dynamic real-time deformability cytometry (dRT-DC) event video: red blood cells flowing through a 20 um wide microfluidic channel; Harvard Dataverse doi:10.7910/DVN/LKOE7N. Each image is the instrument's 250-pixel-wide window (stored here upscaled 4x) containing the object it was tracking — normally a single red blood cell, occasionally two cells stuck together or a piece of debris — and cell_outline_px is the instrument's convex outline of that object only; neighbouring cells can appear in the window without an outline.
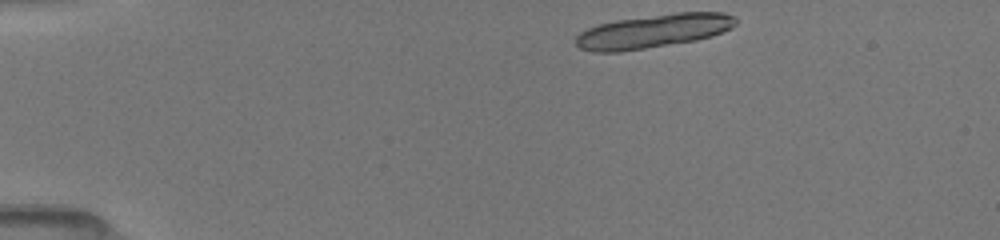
{"species": "common noctule bat (a hibernating species)", "species_latin": "Nyctalus noctula", "temperature_condition": "room temperature", "stored_images_in_passage": 12, "camera_frame_rate_fps": 3000, "um_per_image_px": 0.085, "animal": {"sex": "female", "body_mass_g": 19.5, "forearm_length_mm": 54.1}, "frame": {"image": 1, "passage_image": 1, "time_ms": 0.0, "image_size_px": [1000, 240], "cell_outline_px": [[736, 24], [732, 28], [712, 36], [696, 40], [620, 52], [592, 52], [580, 48], [576, 44], [576, 36], [580, 32], [588, 28], [600, 24], [616, 20], [676, 12], [724, 12], [732, 16], [736, 20]], "centroid_in_image_um": [55.53, 2.64], "position_along_channel_um": 29.5, "area_um2": 31.27}}